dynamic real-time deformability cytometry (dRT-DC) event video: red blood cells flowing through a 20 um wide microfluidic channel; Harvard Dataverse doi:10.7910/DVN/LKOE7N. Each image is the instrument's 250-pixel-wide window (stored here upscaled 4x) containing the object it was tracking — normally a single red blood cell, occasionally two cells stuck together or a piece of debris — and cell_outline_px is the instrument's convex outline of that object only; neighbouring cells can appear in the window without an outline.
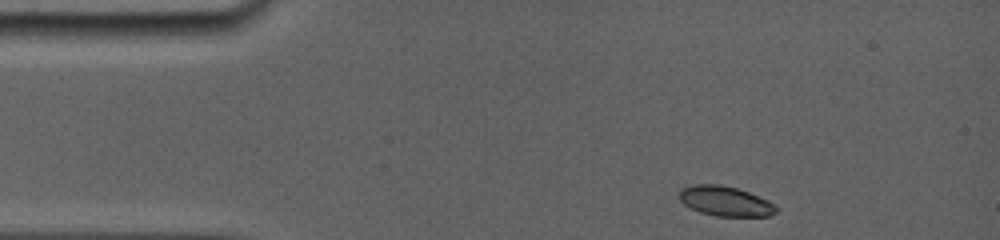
{"species": "common noctule bat (a hibernating species)", "species_latin": "Nyctalus noctula", "temperature_condition": "room temperature", "stored_images_in_passage": 50, "camera_frame_rate_fps": 5000, "um_per_image_px": 0.085, "animal": {"sex": "female", "body_mass_g": 19.0, "forearm_length_mm": 56.7}, "frame": {"image": 1, "passage_image": 1, "time_ms": 0.0, "image_size_px": [1000, 240], "cell_outline_px": [[780, 208], [776, 212], [768, 216], [716, 216], [700, 212], [684, 204], [680, 200], [680, 188], [692, 184], [720, 184], [736, 188], [748, 192], [768, 200], [776, 204]], "centroid_in_image_um": [61.67, 17.09], "position_along_channel_um": 23.3, "area_um2": 16.94}}
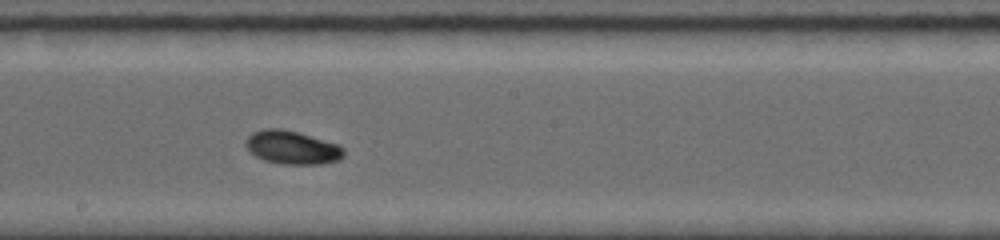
{"frame": {"image": 2, "passage_image": 25, "time_ms": 6.8, "image_size_px": [1000, 240], "cell_outline_px": [[344, 156], [340, 160], [320, 164], [280, 164], [264, 160], [256, 156], [244, 144], [244, 140], [252, 132], [268, 128], [280, 128], [296, 132], [340, 144], [344, 148]], "centroid_in_image_um": [24.85, 12.54], "position_along_channel_um": 223.4, "area_um2": 19.13}}
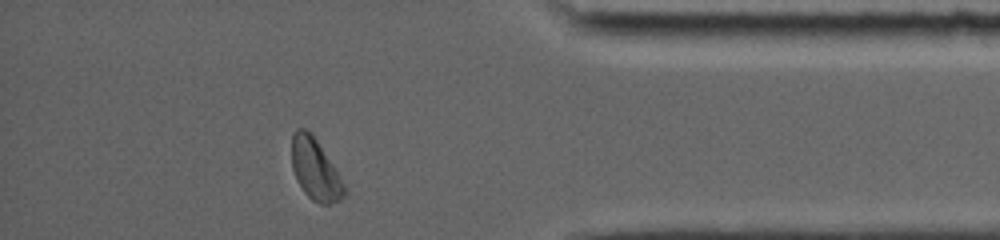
{"frame": {"image": 3, "passage_image": 46, "time_ms": 12.0, "image_size_px": [1000, 240], "cell_outline_px": [[344, 196], [328, 204], [320, 204], [312, 200], [304, 192], [292, 168], [292, 132], [296, 128], [304, 128], [312, 132], [332, 164], [344, 184]], "centroid_in_image_um": [26.76, 14.35], "position_along_channel_um": 408.4, "area_um2": 18.38}, "authors_computed_cell_mechanics": {"area_um2": 18.2648, "velocity_mm_per_s": 3.842, "shape_relaxation_time_tau1_ms": 1.5556, "shape_relaxation_time_tau2_ms": 7.4185, "deformation_change_tau1": 0.1166, "deformation_change_tau2": 0.0687}}